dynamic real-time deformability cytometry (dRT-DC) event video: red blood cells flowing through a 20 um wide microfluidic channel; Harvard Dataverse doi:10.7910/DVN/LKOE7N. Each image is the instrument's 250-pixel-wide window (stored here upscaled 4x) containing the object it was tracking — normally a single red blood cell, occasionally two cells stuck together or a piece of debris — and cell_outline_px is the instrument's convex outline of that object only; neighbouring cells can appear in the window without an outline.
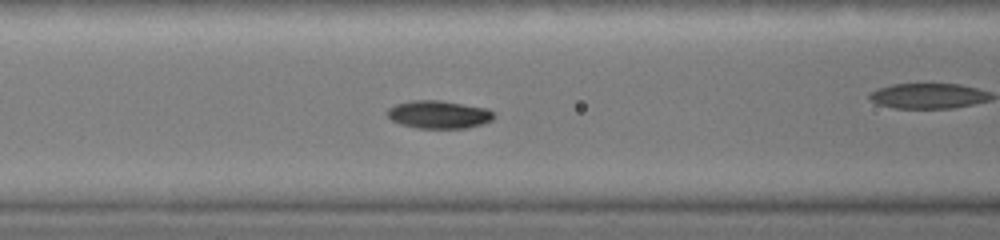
{"species": "common noctule bat (a hibernating species)", "species_latin": "Nyctalus noctula", "temperature_condition": "warm", "stored_images_in_passage": 20, "camera_frame_rate_fps": 3000, "um_per_image_px": 0.085, "animal": {"sex": "female", "body_mass_g": 19.0, "forearm_length_mm": 51.5}, "frame": {"image": 1, "passage_image": 6, "time_ms": 1.333, "image_size_px": [1000, 240], "cell_outline_px": [[492, 120], [480, 124], [464, 128], [416, 128], [400, 124], [392, 120], [388, 116], [388, 108], [396, 104], [412, 100], [440, 100], [488, 108], [492, 112]], "centroid_in_image_um": [37.26, 9.73], "position_along_channel_um": 129.3, "area_um2": 17.17}}
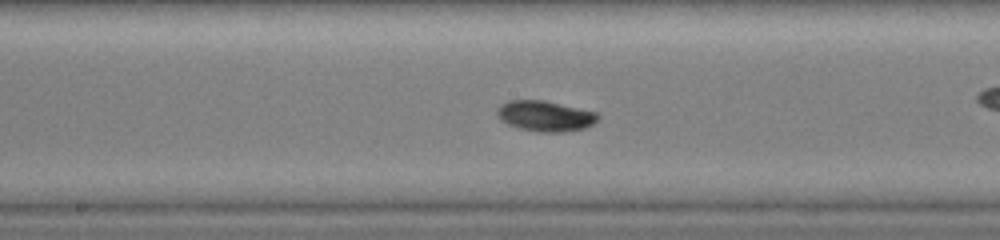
{"frame": {"image": 2, "passage_image": 11, "time_ms": 2.667, "image_size_px": [1000, 240], "cell_outline_px": [[600, 116], [592, 124], [584, 128], [560, 132], [536, 132], [520, 128], [508, 124], [500, 120], [496, 112], [496, 108], [500, 104], [508, 100], [544, 100], [596, 112]], "centroid_in_image_um": [46.29, 9.85], "position_along_channel_um": 201.9, "area_um2": 17.92}}
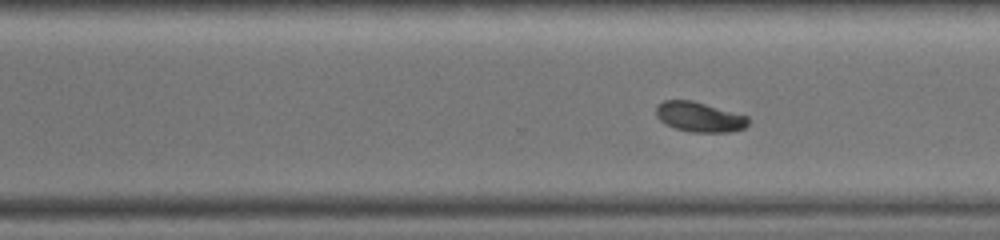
{"frame": {"image": 3, "passage_image": 20, "time_ms": 4.667, "image_size_px": [1000, 240], "cell_outline_px": [[748, 124], [744, 128], [728, 132], [692, 132], [676, 128], [660, 120], [656, 116], [656, 108], [664, 100], [692, 100], [748, 116]], "centroid_in_image_um": [59.46, 9.94], "position_along_channel_um": 311.1, "area_um2": 15.84}}